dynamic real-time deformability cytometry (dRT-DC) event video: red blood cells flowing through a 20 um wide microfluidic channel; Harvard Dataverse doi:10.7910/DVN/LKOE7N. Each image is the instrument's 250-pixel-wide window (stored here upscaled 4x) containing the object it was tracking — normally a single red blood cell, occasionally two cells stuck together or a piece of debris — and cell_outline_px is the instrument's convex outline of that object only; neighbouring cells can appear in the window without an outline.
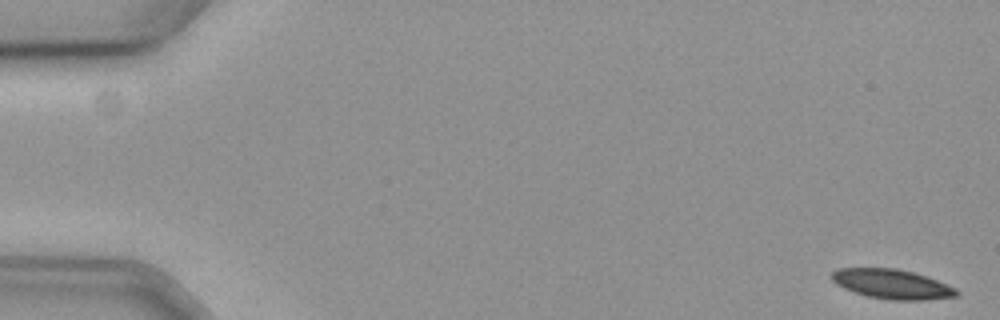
{"species": "common noctule bat (a hibernating species)", "species_latin": "Nyctalus noctula", "temperature_condition": "cold", "stored_images_in_passage": 23, "camera_frame_rate_fps": 3000, "um_per_image_px": 0.085, "animal": {"sex": "female", "body_mass_g": 19.3, "forearm_length_mm": 54.1}, "frame": {"image": 1, "passage_image": 1, "time_ms": 0.0, "image_size_px": [1000, 320], "cell_outline_px": [[960, 296], [924, 300], [888, 300], [868, 296], [844, 288], [836, 284], [832, 280], [832, 272], [840, 268], [896, 268], [912, 272], [936, 280], [956, 288], [960, 292]], "centroid_in_image_um": [75.85, 24.15], "position_along_channel_um": 9.2, "area_um2": 21.39}}
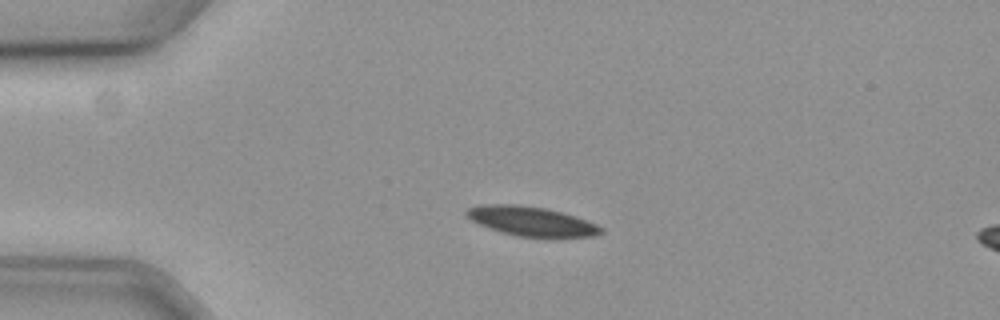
{"frame": {"image": 2, "passage_image": 14, "time_ms": 4.333, "image_size_px": [1000, 320], "cell_outline_px": [[604, 232], [592, 236], [552, 240], [548, 240], [516, 236], [488, 228], [472, 220], [464, 212], [468, 208], [480, 204], [516, 204], [544, 208], [576, 216], [596, 224], [604, 228]], "centroid_in_image_um": [45.23, 18.85], "position_along_channel_um": 39.8, "area_um2": 23.81}}